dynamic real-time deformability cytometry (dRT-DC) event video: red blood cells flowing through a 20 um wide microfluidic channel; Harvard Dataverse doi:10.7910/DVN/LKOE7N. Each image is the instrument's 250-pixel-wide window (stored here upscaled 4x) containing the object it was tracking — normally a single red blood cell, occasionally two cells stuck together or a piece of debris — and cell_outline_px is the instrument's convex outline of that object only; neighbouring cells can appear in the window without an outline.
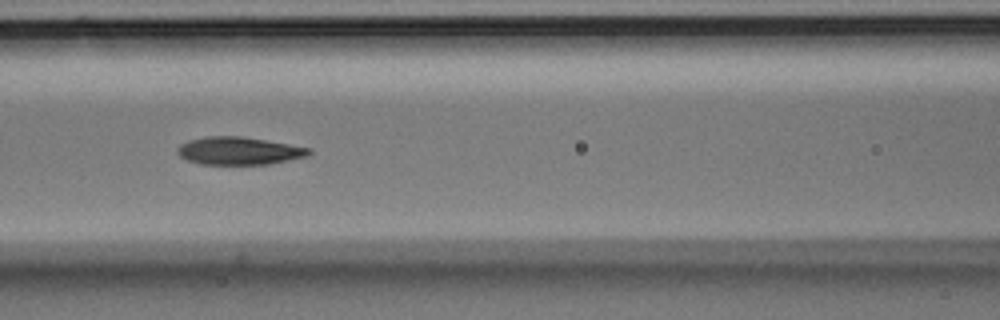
{"species": "Egyptian fruit bat (a non-hibernating species)", "species_latin": "Rousettus aegyptiacus", "temperature_condition": "room temperature", "stored_images_in_passage": 16, "camera_frame_rate_fps": 3000, "um_per_image_px": 0.085, "animal": {"sex": "male"}, "frame": {"image": 1, "passage_image": 7, "time_ms": 2.0, "image_size_px": [1000, 320], "cell_outline_px": [[312, 152], [308, 156], [268, 164], [200, 164], [188, 160], [180, 156], [176, 152], [176, 148], [180, 144], [188, 140], [204, 136], [240, 136], [312, 148]], "centroid_in_image_um": [20.28, 12.81], "position_along_channel_um": 146.3, "area_um2": 21.27}}
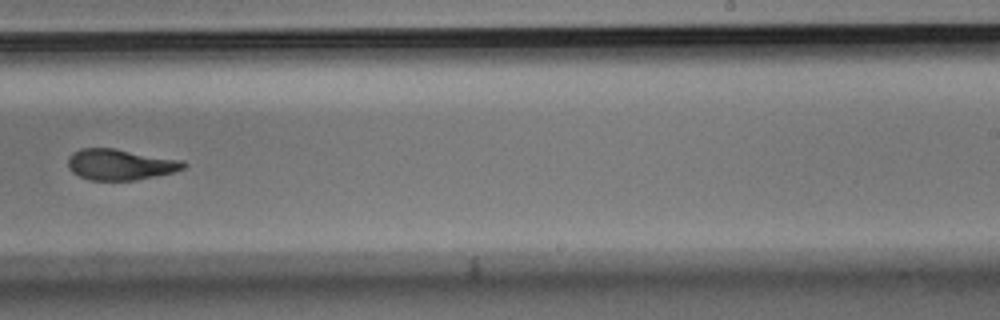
{"frame": {"image": 2, "passage_image": 10, "time_ms": 3.0, "image_size_px": [1000, 320], "cell_outline_px": [[188, 164], [184, 168], [172, 172], [156, 176], [132, 180], [88, 180], [72, 172], [68, 168], [68, 156], [72, 152], [80, 148], [112, 148], [184, 160]], "centroid_in_image_um": [10.2, 13.97], "position_along_channel_um": 278.8, "area_um2": 20.87}}
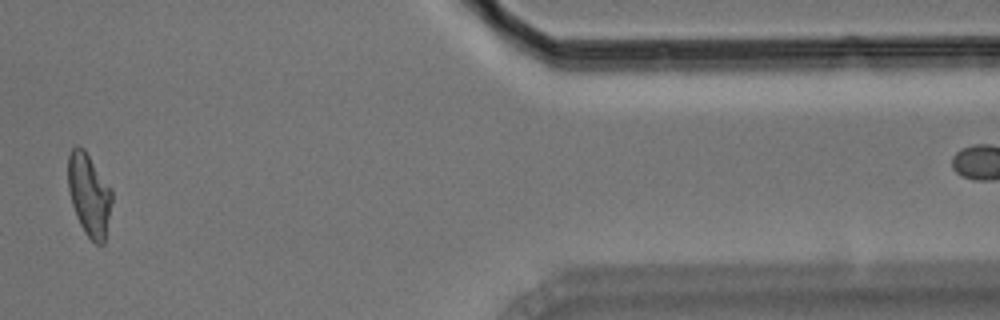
{"frame": {"image": 3, "passage_image": 14, "time_ms": 4.333, "image_size_px": [1000, 320], "cell_outline_px": [[112, 200], [104, 244], [96, 244], [84, 232], [76, 216], [72, 204], [68, 188], [68, 156], [72, 148], [76, 144], [84, 148], [112, 188]], "centroid_in_image_um": [7.58, 16.52], "position_along_channel_um": 403.8, "area_um2": 21.21}}